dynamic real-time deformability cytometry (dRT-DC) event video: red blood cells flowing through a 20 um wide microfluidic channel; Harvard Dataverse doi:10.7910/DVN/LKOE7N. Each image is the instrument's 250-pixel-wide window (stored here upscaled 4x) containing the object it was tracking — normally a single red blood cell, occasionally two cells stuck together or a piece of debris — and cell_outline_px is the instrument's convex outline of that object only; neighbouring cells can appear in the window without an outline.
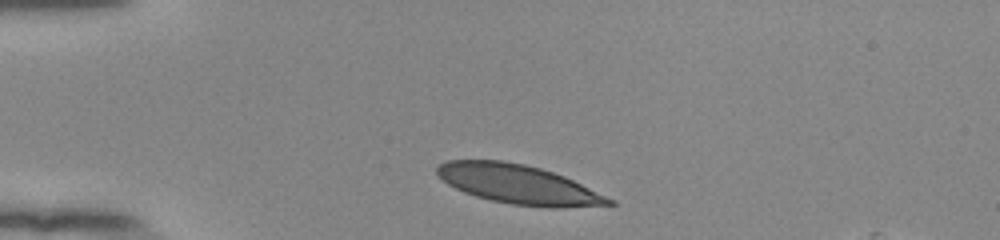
{"species": "human", "species_latin": "Homo sapiens", "temperature_condition": "room temperature", "stored_images_in_passage": 34, "camera_frame_rate_fps": 3000, "um_per_image_px": 0.085, "donor": {"sex": "female"}, "frame": {"image": 1, "passage_image": 1, "time_ms": 0.0, "image_size_px": [1000, 240], "cell_outline_px": [[616, 204], [556, 208], [548, 208], [512, 204], [492, 200], [476, 196], [464, 192], [448, 184], [436, 172], [436, 168], [440, 164], [448, 160], [500, 160], [524, 164], [540, 168], [564, 176], [616, 200]], "centroid_in_image_um": [44.09, 15.67], "position_along_channel_um": 40.9, "area_um2": 38.96}}
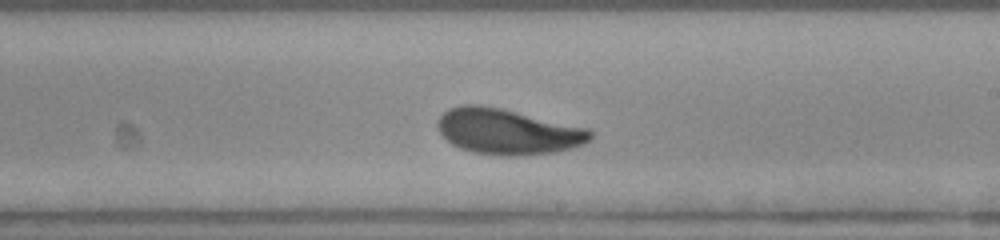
{"frame": {"image": 2, "passage_image": 20, "time_ms": 6.333, "image_size_px": [1000, 240], "cell_outline_px": [[592, 140], [584, 144], [572, 148], [556, 152], [516, 156], [500, 156], [476, 152], [460, 148], [452, 144], [440, 132], [436, 124], [436, 120], [448, 108], [464, 104], [480, 104], [500, 108], [588, 128], [592, 132]], "centroid_in_image_um": [43.15, 11.18], "position_along_channel_um": 245.8, "area_um2": 40.63}}
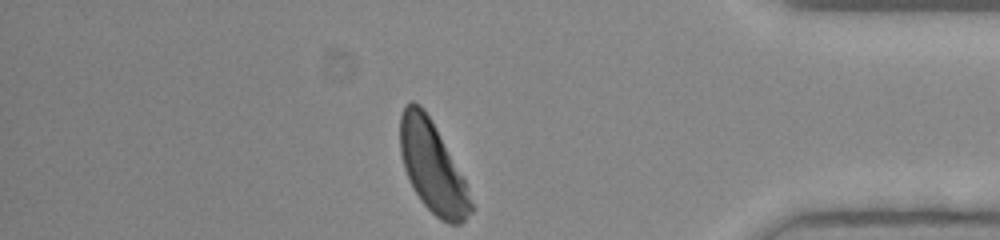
{"frame": {"image": 3, "passage_image": 34, "time_ms": 11.0, "image_size_px": [1000, 240], "cell_outline_px": [[472, 212], [460, 224], [448, 224], [440, 220], [420, 200], [404, 168], [400, 152], [400, 116], [404, 104], [412, 100], [420, 104], [424, 108], [464, 180], [472, 204]], "centroid_in_image_um": [36.72, 14.19], "position_along_channel_um": 398.5, "area_um2": 36.65}, "authors_computed_cell_mechanics": {"area_um2": 39.4774, "velocity_mm_per_s": 3.8463, "shape_relaxation_time_tau1_ms": 2.803, "shape_relaxation_time_tau2_ms": null, "deformation_change_tau1": 0.1366, "deformation_change_tau2": null}}